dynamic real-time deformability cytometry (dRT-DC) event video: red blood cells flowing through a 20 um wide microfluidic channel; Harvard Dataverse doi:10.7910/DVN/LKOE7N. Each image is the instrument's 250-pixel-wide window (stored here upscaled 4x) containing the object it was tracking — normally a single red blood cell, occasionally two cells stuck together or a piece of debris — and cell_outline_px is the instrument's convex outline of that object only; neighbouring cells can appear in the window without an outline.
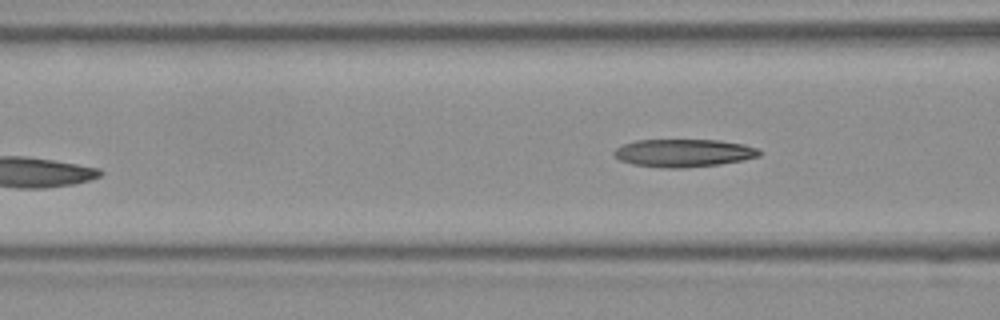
{"species": "Egyptian fruit bat (a non-hibernating species)", "species_latin": "Rousettus aegyptiacus", "temperature_condition": "room temperature", "stored_images_in_passage": 6, "camera_frame_rate_fps": 3000, "um_per_image_px": 0.085, "frame": {"image": 1, "passage_image": 6, "time_ms": 1.667, "image_size_px": [1000, 320], "cell_outline_px": [[760, 156], [744, 160], [720, 164], [684, 168], [664, 168], [632, 164], [620, 160], [612, 152], [616, 148], [624, 144], [636, 140], [720, 140], [744, 144], [756, 148], [760, 152]], "centroid_in_image_um": [58.11, 13.0], "position_along_channel_um": 108.5, "area_um2": 23.58}}